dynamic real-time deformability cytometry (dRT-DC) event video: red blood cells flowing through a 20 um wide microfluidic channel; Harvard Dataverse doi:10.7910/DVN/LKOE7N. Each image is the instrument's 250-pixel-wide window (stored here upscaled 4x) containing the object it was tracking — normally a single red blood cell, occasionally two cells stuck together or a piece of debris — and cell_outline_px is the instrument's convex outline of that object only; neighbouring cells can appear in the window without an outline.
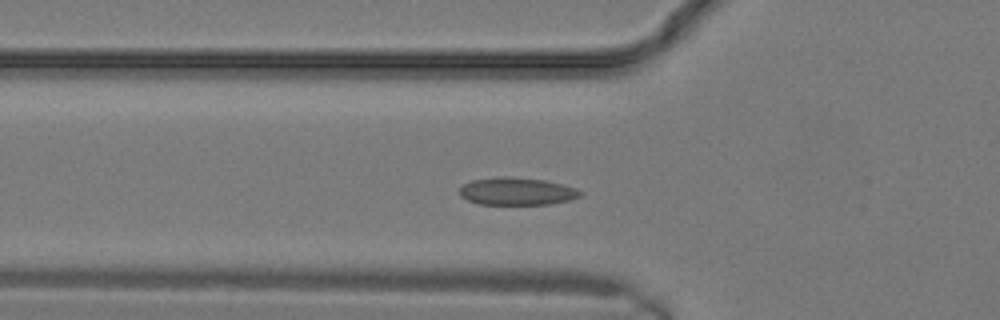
{"species": "common noctule bat (a hibernating species)", "species_latin": "Nyctalus noctula", "temperature_condition": "warm", "stored_images_in_passage": 9, "camera_frame_rate_fps": 3000, "um_per_image_px": 0.085, "animal": {"sex": "male", "body_mass_g": 19.2, "forearm_length_mm": 51.8}, "frame": {"image": 1, "passage_image": 7, "time_ms": 2.0, "image_size_px": [1000, 320], "cell_outline_px": [[584, 192], [580, 196], [568, 200], [552, 204], [480, 204], [468, 200], [460, 196], [460, 188], [464, 184], [472, 180], [504, 176], [508, 176], [544, 180], [576, 188]], "centroid_in_image_um": [43.94, 16.26], "position_along_channel_um": 81.9, "area_um2": 19.25}}
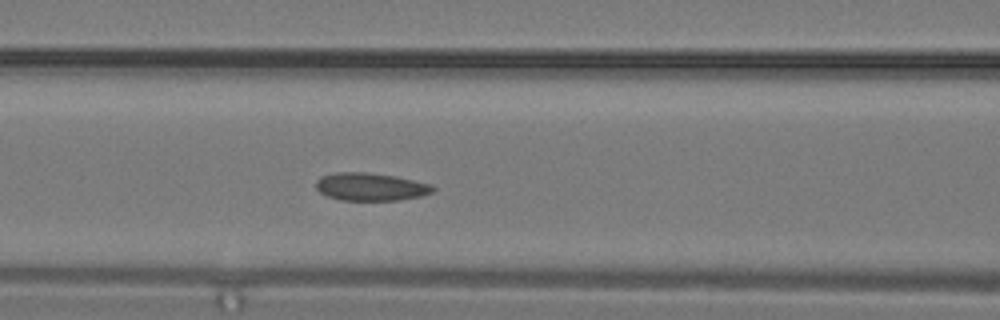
{"frame": {"image": 2, "passage_image": 9, "time_ms": 2.667, "image_size_px": [1000, 320], "cell_outline_px": [[436, 188], [432, 192], [420, 196], [400, 200], [340, 200], [328, 196], [320, 192], [316, 188], [316, 180], [320, 176], [336, 172], [368, 172], [396, 176], [432, 184]], "centroid_in_image_um": [31.5, 15.87], "position_along_channel_um": 135.1, "area_um2": 19.07}}